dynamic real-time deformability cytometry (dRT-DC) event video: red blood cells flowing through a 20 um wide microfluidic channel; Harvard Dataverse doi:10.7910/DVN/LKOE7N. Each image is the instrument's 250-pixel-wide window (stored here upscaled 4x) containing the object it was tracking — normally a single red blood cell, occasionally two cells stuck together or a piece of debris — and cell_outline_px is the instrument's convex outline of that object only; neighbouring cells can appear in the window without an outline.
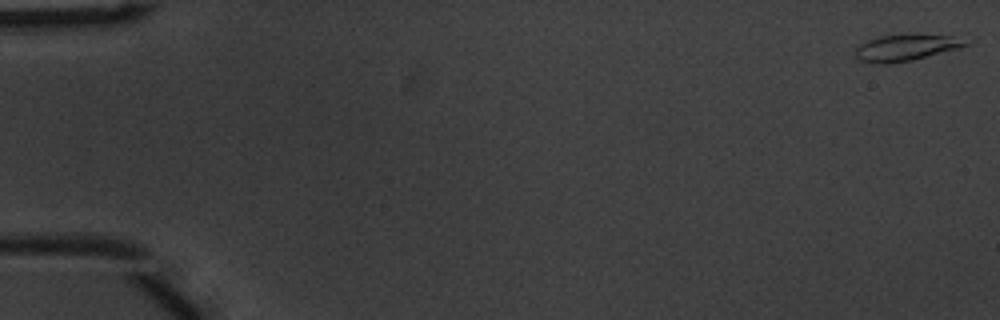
{"species": "common noctule bat (a hibernating species)", "species_latin": "Nyctalus noctula", "temperature_condition": "warm", "stored_images_in_passage": 52, "camera_frame_rate_fps": 3000, "um_per_image_px": 0.085, "animal": {"sex": "male", "body_mass_g": 20.1, "forearm_length_mm": 53.5}, "frame": {"image": 1, "passage_image": 1, "time_ms": 0.0, "image_size_px": [1000, 320], "cell_outline_px": [[972, 40], [968, 44], [956, 48], [912, 60], [888, 64], [876, 64], [860, 60], [856, 56], [856, 48], [860, 44], [868, 40], [880, 36], [908, 32], [952, 36]], "centroid_in_image_um": [77.01, 4.01], "position_along_channel_um": 8.0, "area_um2": 17.28}}
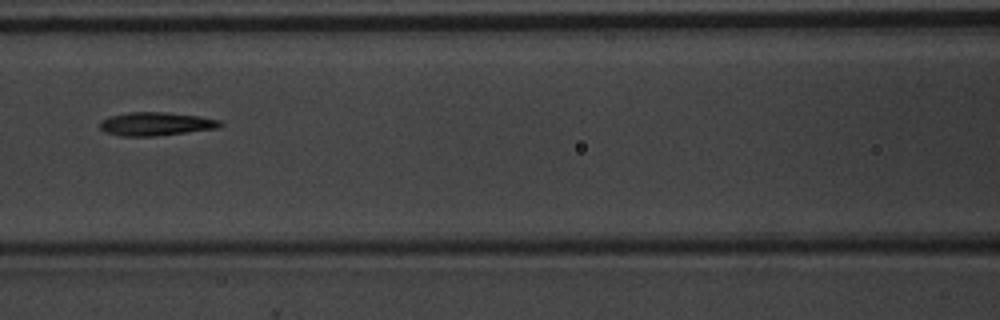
{"frame": {"image": 2, "passage_image": 24, "time_ms": 7.667, "image_size_px": [1000, 320], "cell_outline_px": [[224, 124], [220, 128], [156, 136], [120, 136], [104, 132], [100, 128], [100, 124], [104, 120], [112, 116], [128, 112], [164, 112], [200, 116], [220, 120]], "centroid_in_image_um": [13.31, 10.54], "position_along_channel_um": 153.3, "area_um2": 16.42}}
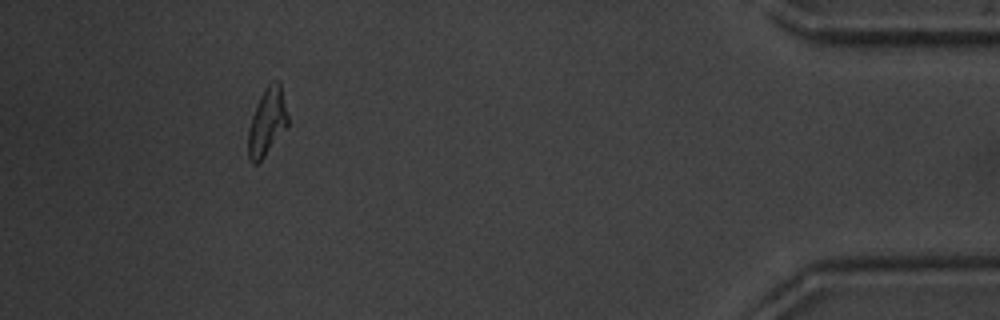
{"frame": {"image": 3, "passage_image": 48, "time_ms": 15.667, "image_size_px": [1000, 320], "cell_outline_px": [[288, 124], [264, 156], [256, 164], [252, 164], [248, 160], [248, 128], [252, 116], [260, 96], [264, 88], [272, 80], [280, 80], [288, 116]], "centroid_in_image_um": [22.69, 10.32], "position_along_channel_um": 412.5, "area_um2": 15.49}, "authors_computed_cell_mechanics": {"area_um2": 16.2129, "velocity_mm_per_s": 3.9447, "shape_relaxation_time_tau1_ms": 1.8358, "shape_relaxation_time_tau2_ms": 2.9399, "deformation_change_tau1": 0.1929, "deformation_change_tau2": 0.1369}}